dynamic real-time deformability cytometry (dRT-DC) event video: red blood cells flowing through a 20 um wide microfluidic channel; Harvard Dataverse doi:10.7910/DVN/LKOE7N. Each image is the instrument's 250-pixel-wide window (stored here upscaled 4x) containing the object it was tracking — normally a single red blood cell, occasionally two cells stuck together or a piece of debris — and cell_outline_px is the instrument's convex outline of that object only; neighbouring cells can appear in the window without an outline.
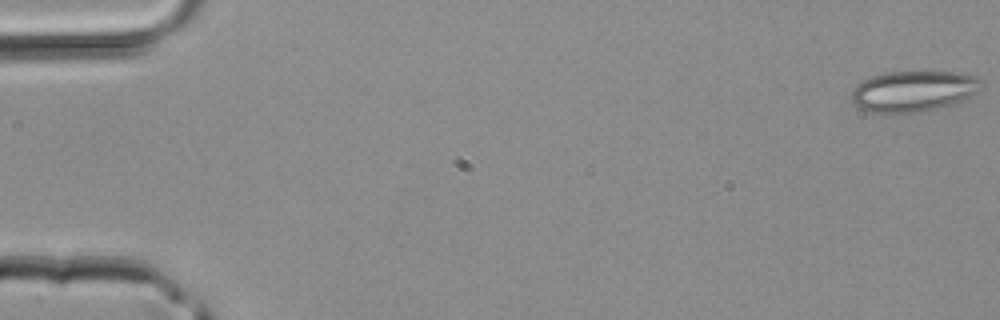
{"species": "common noctule bat (a hibernating species)", "species_latin": "Nyctalus noctula", "temperature_condition": "room temperature", "stored_images_in_passage": 43, "camera_frame_rate_fps": 3000, "um_per_image_px": 0.085, "animal": {"sex": "male", "body_mass_g": 20.4}, "frame": {"image": 1, "passage_image": 1, "time_ms": 0.0, "image_size_px": [1000, 320], "cell_outline_px": [[984, 88], [964, 100], [928, 112], [900, 116], [884, 116], [864, 112], [856, 108], [852, 104], [852, 88], [856, 84], [872, 76], [884, 72], [960, 72], [980, 76], [984, 80]], "centroid_in_image_um": [77.63, 7.82], "position_along_channel_um": 7.4, "area_um2": 32.89}}
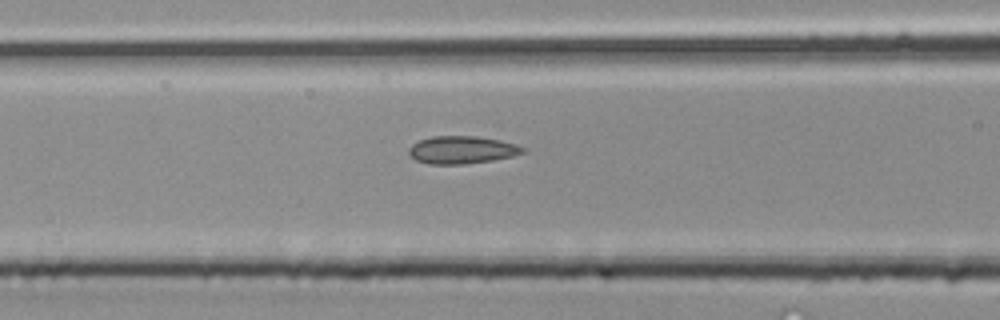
{"frame": {"image": 2, "passage_image": 18, "time_ms": 5.667, "image_size_px": [1000, 320], "cell_outline_px": [[524, 152], [512, 156], [492, 160], [464, 164], [428, 164], [416, 160], [408, 152], [408, 148], [412, 144], [420, 140], [432, 136], [476, 136], [500, 140], [516, 144], [524, 148]], "centroid_in_image_um": [39.24, 12.73], "position_along_channel_um": 127.4, "area_um2": 18.26}}
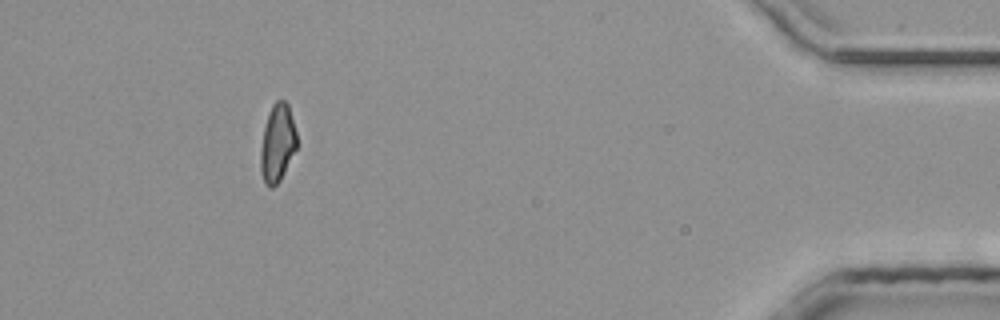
{"frame": {"image": 3, "passage_image": 39, "time_ms": 12.667, "image_size_px": [1000, 320], "cell_outline_px": [[296, 148], [280, 180], [272, 188], [268, 188], [264, 184], [260, 172], [260, 148], [264, 128], [272, 104], [276, 100], [284, 100], [288, 104], [296, 132]], "centroid_in_image_um": [23.55, 12.2], "position_along_channel_um": 411.6, "area_um2": 16.36}}